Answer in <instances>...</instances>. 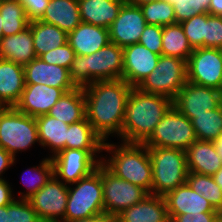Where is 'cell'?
<instances>
[{
  "instance_id": "27",
  "label": "cell",
  "mask_w": 222,
  "mask_h": 222,
  "mask_svg": "<svg viewBox=\"0 0 222 222\" xmlns=\"http://www.w3.org/2000/svg\"><path fill=\"white\" fill-rule=\"evenodd\" d=\"M40 21L69 34L82 22L78 0H50Z\"/></svg>"
},
{
  "instance_id": "18",
  "label": "cell",
  "mask_w": 222,
  "mask_h": 222,
  "mask_svg": "<svg viewBox=\"0 0 222 222\" xmlns=\"http://www.w3.org/2000/svg\"><path fill=\"white\" fill-rule=\"evenodd\" d=\"M170 221L177 215L195 213H220L201 194L195 192L186 182L165 196Z\"/></svg>"
},
{
  "instance_id": "54",
  "label": "cell",
  "mask_w": 222,
  "mask_h": 222,
  "mask_svg": "<svg viewBox=\"0 0 222 222\" xmlns=\"http://www.w3.org/2000/svg\"><path fill=\"white\" fill-rule=\"evenodd\" d=\"M6 108V105L0 100V113Z\"/></svg>"
},
{
  "instance_id": "9",
  "label": "cell",
  "mask_w": 222,
  "mask_h": 222,
  "mask_svg": "<svg viewBox=\"0 0 222 222\" xmlns=\"http://www.w3.org/2000/svg\"><path fill=\"white\" fill-rule=\"evenodd\" d=\"M196 140L191 120L172 106L143 144L147 147L176 148L186 151Z\"/></svg>"
},
{
  "instance_id": "11",
  "label": "cell",
  "mask_w": 222,
  "mask_h": 222,
  "mask_svg": "<svg viewBox=\"0 0 222 222\" xmlns=\"http://www.w3.org/2000/svg\"><path fill=\"white\" fill-rule=\"evenodd\" d=\"M187 81L222 91V51L195 48L186 62Z\"/></svg>"
},
{
  "instance_id": "21",
  "label": "cell",
  "mask_w": 222,
  "mask_h": 222,
  "mask_svg": "<svg viewBox=\"0 0 222 222\" xmlns=\"http://www.w3.org/2000/svg\"><path fill=\"white\" fill-rule=\"evenodd\" d=\"M110 42L109 29L81 22L68 34V43L75 54L87 56Z\"/></svg>"
},
{
  "instance_id": "53",
  "label": "cell",
  "mask_w": 222,
  "mask_h": 222,
  "mask_svg": "<svg viewBox=\"0 0 222 222\" xmlns=\"http://www.w3.org/2000/svg\"><path fill=\"white\" fill-rule=\"evenodd\" d=\"M3 37V33H2V17L0 15V40L2 39Z\"/></svg>"
},
{
  "instance_id": "38",
  "label": "cell",
  "mask_w": 222,
  "mask_h": 222,
  "mask_svg": "<svg viewBox=\"0 0 222 222\" xmlns=\"http://www.w3.org/2000/svg\"><path fill=\"white\" fill-rule=\"evenodd\" d=\"M193 49L204 47L206 13L195 15L180 23Z\"/></svg>"
},
{
  "instance_id": "37",
  "label": "cell",
  "mask_w": 222,
  "mask_h": 222,
  "mask_svg": "<svg viewBox=\"0 0 222 222\" xmlns=\"http://www.w3.org/2000/svg\"><path fill=\"white\" fill-rule=\"evenodd\" d=\"M173 8L176 23H181L195 15L208 13L211 0H166Z\"/></svg>"
},
{
  "instance_id": "19",
  "label": "cell",
  "mask_w": 222,
  "mask_h": 222,
  "mask_svg": "<svg viewBox=\"0 0 222 222\" xmlns=\"http://www.w3.org/2000/svg\"><path fill=\"white\" fill-rule=\"evenodd\" d=\"M25 84H45L60 89H76L70 78L69 69L48 64L36 57L24 66Z\"/></svg>"
},
{
  "instance_id": "44",
  "label": "cell",
  "mask_w": 222,
  "mask_h": 222,
  "mask_svg": "<svg viewBox=\"0 0 222 222\" xmlns=\"http://www.w3.org/2000/svg\"><path fill=\"white\" fill-rule=\"evenodd\" d=\"M221 213H195L175 216L170 222H219Z\"/></svg>"
},
{
  "instance_id": "13",
  "label": "cell",
  "mask_w": 222,
  "mask_h": 222,
  "mask_svg": "<svg viewBox=\"0 0 222 222\" xmlns=\"http://www.w3.org/2000/svg\"><path fill=\"white\" fill-rule=\"evenodd\" d=\"M51 159L54 175L67 185L88 176L103 160L96 159L88 150L79 149H63Z\"/></svg>"
},
{
  "instance_id": "26",
  "label": "cell",
  "mask_w": 222,
  "mask_h": 222,
  "mask_svg": "<svg viewBox=\"0 0 222 222\" xmlns=\"http://www.w3.org/2000/svg\"><path fill=\"white\" fill-rule=\"evenodd\" d=\"M103 146L104 140L94 131L87 118L69 124L65 149L88 150L96 159H103V155H99Z\"/></svg>"
},
{
  "instance_id": "3",
  "label": "cell",
  "mask_w": 222,
  "mask_h": 222,
  "mask_svg": "<svg viewBox=\"0 0 222 222\" xmlns=\"http://www.w3.org/2000/svg\"><path fill=\"white\" fill-rule=\"evenodd\" d=\"M103 151L109 153V157L103 156L102 163L113 174L151 194L152 164L145 144L121 142L117 145L105 141Z\"/></svg>"
},
{
  "instance_id": "36",
  "label": "cell",
  "mask_w": 222,
  "mask_h": 222,
  "mask_svg": "<svg viewBox=\"0 0 222 222\" xmlns=\"http://www.w3.org/2000/svg\"><path fill=\"white\" fill-rule=\"evenodd\" d=\"M149 25L168 26L176 23L173 6L166 0H154L140 6Z\"/></svg>"
},
{
  "instance_id": "6",
  "label": "cell",
  "mask_w": 222,
  "mask_h": 222,
  "mask_svg": "<svg viewBox=\"0 0 222 222\" xmlns=\"http://www.w3.org/2000/svg\"><path fill=\"white\" fill-rule=\"evenodd\" d=\"M101 214L105 212L100 163L88 176L68 185L65 222H74Z\"/></svg>"
},
{
  "instance_id": "41",
  "label": "cell",
  "mask_w": 222,
  "mask_h": 222,
  "mask_svg": "<svg viewBox=\"0 0 222 222\" xmlns=\"http://www.w3.org/2000/svg\"><path fill=\"white\" fill-rule=\"evenodd\" d=\"M74 57L75 52L68 42L40 56V58L48 64L59 65L67 69L70 68Z\"/></svg>"
},
{
  "instance_id": "28",
  "label": "cell",
  "mask_w": 222,
  "mask_h": 222,
  "mask_svg": "<svg viewBox=\"0 0 222 222\" xmlns=\"http://www.w3.org/2000/svg\"><path fill=\"white\" fill-rule=\"evenodd\" d=\"M35 121L39 144L43 148H49V153H52L49 154L50 158L65 149L68 124L48 114L36 117Z\"/></svg>"
},
{
  "instance_id": "52",
  "label": "cell",
  "mask_w": 222,
  "mask_h": 222,
  "mask_svg": "<svg viewBox=\"0 0 222 222\" xmlns=\"http://www.w3.org/2000/svg\"><path fill=\"white\" fill-rule=\"evenodd\" d=\"M152 1L154 0H125L126 3L131 4V5H137V6H141L145 3H149Z\"/></svg>"
},
{
  "instance_id": "46",
  "label": "cell",
  "mask_w": 222,
  "mask_h": 222,
  "mask_svg": "<svg viewBox=\"0 0 222 222\" xmlns=\"http://www.w3.org/2000/svg\"><path fill=\"white\" fill-rule=\"evenodd\" d=\"M15 160L16 159L13 156L0 147V179H4L2 174L16 163Z\"/></svg>"
},
{
  "instance_id": "30",
  "label": "cell",
  "mask_w": 222,
  "mask_h": 222,
  "mask_svg": "<svg viewBox=\"0 0 222 222\" xmlns=\"http://www.w3.org/2000/svg\"><path fill=\"white\" fill-rule=\"evenodd\" d=\"M36 57L68 42V34L59 27L40 20L29 23Z\"/></svg>"
},
{
  "instance_id": "45",
  "label": "cell",
  "mask_w": 222,
  "mask_h": 222,
  "mask_svg": "<svg viewBox=\"0 0 222 222\" xmlns=\"http://www.w3.org/2000/svg\"><path fill=\"white\" fill-rule=\"evenodd\" d=\"M11 188L5 178L0 179V207L9 205L16 198Z\"/></svg>"
},
{
  "instance_id": "24",
  "label": "cell",
  "mask_w": 222,
  "mask_h": 222,
  "mask_svg": "<svg viewBox=\"0 0 222 222\" xmlns=\"http://www.w3.org/2000/svg\"><path fill=\"white\" fill-rule=\"evenodd\" d=\"M25 87L24 67L0 59V100L6 107H15Z\"/></svg>"
},
{
  "instance_id": "7",
  "label": "cell",
  "mask_w": 222,
  "mask_h": 222,
  "mask_svg": "<svg viewBox=\"0 0 222 222\" xmlns=\"http://www.w3.org/2000/svg\"><path fill=\"white\" fill-rule=\"evenodd\" d=\"M36 143L39 145L35 118L15 107H6L0 113V147L16 159L17 153L30 149Z\"/></svg>"
},
{
  "instance_id": "12",
  "label": "cell",
  "mask_w": 222,
  "mask_h": 222,
  "mask_svg": "<svg viewBox=\"0 0 222 222\" xmlns=\"http://www.w3.org/2000/svg\"><path fill=\"white\" fill-rule=\"evenodd\" d=\"M68 185L55 175L28 201L42 222H65Z\"/></svg>"
},
{
  "instance_id": "1",
  "label": "cell",
  "mask_w": 222,
  "mask_h": 222,
  "mask_svg": "<svg viewBox=\"0 0 222 222\" xmlns=\"http://www.w3.org/2000/svg\"><path fill=\"white\" fill-rule=\"evenodd\" d=\"M131 90L124 79L99 80L83 87L86 118L104 142L109 136L121 135Z\"/></svg>"
},
{
  "instance_id": "15",
  "label": "cell",
  "mask_w": 222,
  "mask_h": 222,
  "mask_svg": "<svg viewBox=\"0 0 222 222\" xmlns=\"http://www.w3.org/2000/svg\"><path fill=\"white\" fill-rule=\"evenodd\" d=\"M146 25L140 6L124 2L117 18L109 27L110 42L122 48L136 44Z\"/></svg>"
},
{
  "instance_id": "8",
  "label": "cell",
  "mask_w": 222,
  "mask_h": 222,
  "mask_svg": "<svg viewBox=\"0 0 222 222\" xmlns=\"http://www.w3.org/2000/svg\"><path fill=\"white\" fill-rule=\"evenodd\" d=\"M186 83V61L160 55L155 69L137 88L145 93L160 94L173 100Z\"/></svg>"
},
{
  "instance_id": "4",
  "label": "cell",
  "mask_w": 222,
  "mask_h": 222,
  "mask_svg": "<svg viewBox=\"0 0 222 222\" xmlns=\"http://www.w3.org/2000/svg\"><path fill=\"white\" fill-rule=\"evenodd\" d=\"M69 72L77 87H85L99 80L122 79L123 48L109 42L90 55L75 54Z\"/></svg>"
},
{
  "instance_id": "29",
  "label": "cell",
  "mask_w": 222,
  "mask_h": 222,
  "mask_svg": "<svg viewBox=\"0 0 222 222\" xmlns=\"http://www.w3.org/2000/svg\"><path fill=\"white\" fill-rule=\"evenodd\" d=\"M48 115L68 125L85 119L86 102L83 87H77L62 95L52 106Z\"/></svg>"
},
{
  "instance_id": "33",
  "label": "cell",
  "mask_w": 222,
  "mask_h": 222,
  "mask_svg": "<svg viewBox=\"0 0 222 222\" xmlns=\"http://www.w3.org/2000/svg\"><path fill=\"white\" fill-rule=\"evenodd\" d=\"M37 166H32V168L26 169L22 174L21 181L25 188L24 192H19V196L15 199L28 200L32 195H34L38 190H40L54 175V166L52 159L48 156L43 158ZM27 173V174H26ZM30 173V174H29ZM28 175V176H27ZM24 176L28 179H24Z\"/></svg>"
},
{
  "instance_id": "10",
  "label": "cell",
  "mask_w": 222,
  "mask_h": 222,
  "mask_svg": "<svg viewBox=\"0 0 222 222\" xmlns=\"http://www.w3.org/2000/svg\"><path fill=\"white\" fill-rule=\"evenodd\" d=\"M101 177L104 212L109 217L115 218L148 195L143 188L117 177L102 162Z\"/></svg>"
},
{
  "instance_id": "35",
  "label": "cell",
  "mask_w": 222,
  "mask_h": 222,
  "mask_svg": "<svg viewBox=\"0 0 222 222\" xmlns=\"http://www.w3.org/2000/svg\"><path fill=\"white\" fill-rule=\"evenodd\" d=\"M186 182L195 192L203 195L215 210L222 214V189L212 176L188 172Z\"/></svg>"
},
{
  "instance_id": "22",
  "label": "cell",
  "mask_w": 222,
  "mask_h": 222,
  "mask_svg": "<svg viewBox=\"0 0 222 222\" xmlns=\"http://www.w3.org/2000/svg\"><path fill=\"white\" fill-rule=\"evenodd\" d=\"M189 172L213 176L222 168V160L212 141L196 140L186 150Z\"/></svg>"
},
{
  "instance_id": "43",
  "label": "cell",
  "mask_w": 222,
  "mask_h": 222,
  "mask_svg": "<svg viewBox=\"0 0 222 222\" xmlns=\"http://www.w3.org/2000/svg\"><path fill=\"white\" fill-rule=\"evenodd\" d=\"M23 6L28 19L31 21L40 20L50 0H18Z\"/></svg>"
},
{
  "instance_id": "51",
  "label": "cell",
  "mask_w": 222,
  "mask_h": 222,
  "mask_svg": "<svg viewBox=\"0 0 222 222\" xmlns=\"http://www.w3.org/2000/svg\"><path fill=\"white\" fill-rule=\"evenodd\" d=\"M214 181L221 187L222 189V168H220L213 176Z\"/></svg>"
},
{
  "instance_id": "25",
  "label": "cell",
  "mask_w": 222,
  "mask_h": 222,
  "mask_svg": "<svg viewBox=\"0 0 222 222\" xmlns=\"http://www.w3.org/2000/svg\"><path fill=\"white\" fill-rule=\"evenodd\" d=\"M125 0H78L84 23L109 29Z\"/></svg>"
},
{
  "instance_id": "39",
  "label": "cell",
  "mask_w": 222,
  "mask_h": 222,
  "mask_svg": "<svg viewBox=\"0 0 222 222\" xmlns=\"http://www.w3.org/2000/svg\"><path fill=\"white\" fill-rule=\"evenodd\" d=\"M9 222H42L28 200L14 199L7 205Z\"/></svg>"
},
{
  "instance_id": "14",
  "label": "cell",
  "mask_w": 222,
  "mask_h": 222,
  "mask_svg": "<svg viewBox=\"0 0 222 222\" xmlns=\"http://www.w3.org/2000/svg\"><path fill=\"white\" fill-rule=\"evenodd\" d=\"M221 104L222 91L188 81L173 99V106L190 120Z\"/></svg>"
},
{
  "instance_id": "17",
  "label": "cell",
  "mask_w": 222,
  "mask_h": 222,
  "mask_svg": "<svg viewBox=\"0 0 222 222\" xmlns=\"http://www.w3.org/2000/svg\"><path fill=\"white\" fill-rule=\"evenodd\" d=\"M71 90L74 89H60L45 84H25L15 108L34 118L46 115L60 97Z\"/></svg>"
},
{
  "instance_id": "48",
  "label": "cell",
  "mask_w": 222,
  "mask_h": 222,
  "mask_svg": "<svg viewBox=\"0 0 222 222\" xmlns=\"http://www.w3.org/2000/svg\"><path fill=\"white\" fill-rule=\"evenodd\" d=\"M74 222H115V218L109 217L106 214H101L90 218L80 219Z\"/></svg>"
},
{
  "instance_id": "20",
  "label": "cell",
  "mask_w": 222,
  "mask_h": 222,
  "mask_svg": "<svg viewBox=\"0 0 222 222\" xmlns=\"http://www.w3.org/2000/svg\"><path fill=\"white\" fill-rule=\"evenodd\" d=\"M115 222H170L164 196L148 194L117 215Z\"/></svg>"
},
{
  "instance_id": "40",
  "label": "cell",
  "mask_w": 222,
  "mask_h": 222,
  "mask_svg": "<svg viewBox=\"0 0 222 222\" xmlns=\"http://www.w3.org/2000/svg\"><path fill=\"white\" fill-rule=\"evenodd\" d=\"M204 47L222 49V16L206 13Z\"/></svg>"
},
{
  "instance_id": "5",
  "label": "cell",
  "mask_w": 222,
  "mask_h": 222,
  "mask_svg": "<svg viewBox=\"0 0 222 222\" xmlns=\"http://www.w3.org/2000/svg\"><path fill=\"white\" fill-rule=\"evenodd\" d=\"M152 164L151 194L165 196L186 183L188 176L186 151L176 148L147 147Z\"/></svg>"
},
{
  "instance_id": "50",
  "label": "cell",
  "mask_w": 222,
  "mask_h": 222,
  "mask_svg": "<svg viewBox=\"0 0 222 222\" xmlns=\"http://www.w3.org/2000/svg\"><path fill=\"white\" fill-rule=\"evenodd\" d=\"M0 222H9L7 214V206L0 207Z\"/></svg>"
},
{
  "instance_id": "32",
  "label": "cell",
  "mask_w": 222,
  "mask_h": 222,
  "mask_svg": "<svg viewBox=\"0 0 222 222\" xmlns=\"http://www.w3.org/2000/svg\"><path fill=\"white\" fill-rule=\"evenodd\" d=\"M3 37L22 32L29 27L24 6L18 0H0Z\"/></svg>"
},
{
  "instance_id": "42",
  "label": "cell",
  "mask_w": 222,
  "mask_h": 222,
  "mask_svg": "<svg viewBox=\"0 0 222 222\" xmlns=\"http://www.w3.org/2000/svg\"><path fill=\"white\" fill-rule=\"evenodd\" d=\"M163 26L147 24L138 43L148 48L151 52L162 55Z\"/></svg>"
},
{
  "instance_id": "34",
  "label": "cell",
  "mask_w": 222,
  "mask_h": 222,
  "mask_svg": "<svg viewBox=\"0 0 222 222\" xmlns=\"http://www.w3.org/2000/svg\"><path fill=\"white\" fill-rule=\"evenodd\" d=\"M197 140L214 142L222 133V104L191 120Z\"/></svg>"
},
{
  "instance_id": "49",
  "label": "cell",
  "mask_w": 222,
  "mask_h": 222,
  "mask_svg": "<svg viewBox=\"0 0 222 222\" xmlns=\"http://www.w3.org/2000/svg\"><path fill=\"white\" fill-rule=\"evenodd\" d=\"M216 151L222 160V133L220 136L214 141Z\"/></svg>"
},
{
  "instance_id": "47",
  "label": "cell",
  "mask_w": 222,
  "mask_h": 222,
  "mask_svg": "<svg viewBox=\"0 0 222 222\" xmlns=\"http://www.w3.org/2000/svg\"><path fill=\"white\" fill-rule=\"evenodd\" d=\"M208 13L213 16H222V0H211Z\"/></svg>"
},
{
  "instance_id": "16",
  "label": "cell",
  "mask_w": 222,
  "mask_h": 222,
  "mask_svg": "<svg viewBox=\"0 0 222 222\" xmlns=\"http://www.w3.org/2000/svg\"><path fill=\"white\" fill-rule=\"evenodd\" d=\"M159 57L140 43L124 47L122 79L130 86L138 87L155 69Z\"/></svg>"
},
{
  "instance_id": "2",
  "label": "cell",
  "mask_w": 222,
  "mask_h": 222,
  "mask_svg": "<svg viewBox=\"0 0 222 222\" xmlns=\"http://www.w3.org/2000/svg\"><path fill=\"white\" fill-rule=\"evenodd\" d=\"M172 106L173 100L167 96L145 93L132 87L119 136L121 142L143 144Z\"/></svg>"
},
{
  "instance_id": "31",
  "label": "cell",
  "mask_w": 222,
  "mask_h": 222,
  "mask_svg": "<svg viewBox=\"0 0 222 222\" xmlns=\"http://www.w3.org/2000/svg\"><path fill=\"white\" fill-rule=\"evenodd\" d=\"M193 50L180 23L163 26L162 55L177 57L187 62Z\"/></svg>"
},
{
  "instance_id": "23",
  "label": "cell",
  "mask_w": 222,
  "mask_h": 222,
  "mask_svg": "<svg viewBox=\"0 0 222 222\" xmlns=\"http://www.w3.org/2000/svg\"><path fill=\"white\" fill-rule=\"evenodd\" d=\"M36 58L31 27L0 40V59L25 66Z\"/></svg>"
}]
</instances>
